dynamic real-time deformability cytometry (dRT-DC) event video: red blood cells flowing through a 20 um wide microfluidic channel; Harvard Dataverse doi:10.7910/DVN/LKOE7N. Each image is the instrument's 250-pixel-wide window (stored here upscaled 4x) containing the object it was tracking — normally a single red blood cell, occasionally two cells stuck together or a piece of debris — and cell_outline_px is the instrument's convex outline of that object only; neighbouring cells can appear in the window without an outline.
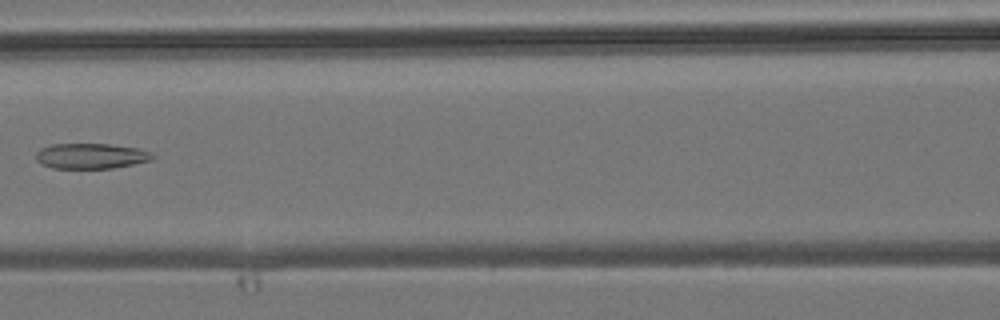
{"species": "common noctule bat (a hibernating species)", "species_latin": "Nyctalus noctula", "temperature_condition": "room temperature", "stored_images_in_passage": 7, "camera_frame_rate_fps": 3000, "um_per_image_px": 0.085, "animal": {"sex": "male", "body_mass_g": 19.2, "forearm_length_mm": 51.8}, "frame": {"image": 1, "passage_image": 6, "time_ms": 5.667, "image_size_px": [1000, 320], "cell_outline_px": [[156, 156], [152, 160], [112, 168], [52, 168], [36, 160], [36, 152], [40, 148], [52, 144], [108, 144], [136, 148], [148, 152]], "centroid_in_image_um": [7.71, 13.26], "position_along_channel_um": 158.9, "area_um2": 17.05}}
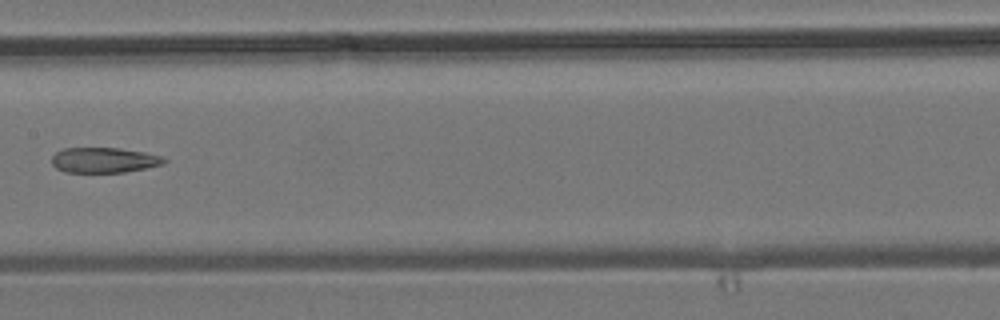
{"frame": {"image": 2, "passage_image": 7, "time_ms": 6.667, "image_size_px": [1000, 320], "cell_outline_px": [[168, 160], [164, 164], [124, 172], [64, 172], [56, 168], [52, 164], [52, 156], [56, 152], [64, 148], [120, 148], [144, 152], [160, 156]], "centroid_in_image_um": [8.82, 13.61], "position_along_channel_um": 198.6, "area_um2": 16.47}}